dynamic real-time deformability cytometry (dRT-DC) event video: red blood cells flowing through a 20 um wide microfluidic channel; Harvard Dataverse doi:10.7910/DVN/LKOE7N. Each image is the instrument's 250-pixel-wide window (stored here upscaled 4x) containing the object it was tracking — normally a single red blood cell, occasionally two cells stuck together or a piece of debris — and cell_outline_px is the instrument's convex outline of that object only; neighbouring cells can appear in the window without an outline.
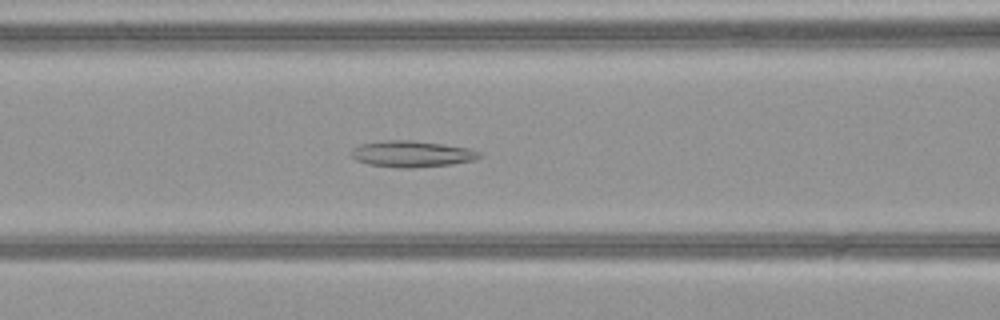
{"species": "common noctule bat (a hibernating species)", "species_latin": "Nyctalus noctula", "temperature_condition": "warm", "stored_images_in_passage": 36, "camera_frame_rate_fps": 3000, "um_per_image_px": 0.085, "animal": {"sex": "female", "body_mass_g": 21.9}, "frame": {"image": 1, "passage_image": 7, "time_ms": 2.0, "image_size_px": [1000, 320], "cell_outline_px": [[484, 156], [476, 160], [452, 164], [412, 168], [400, 168], [368, 164], [356, 160], [352, 156], [352, 152], [360, 144], [388, 140], [408, 140], [444, 144], [468, 148], [480, 152]], "centroid_in_image_um": [35.07, 13.09], "position_along_channel_um": 131.5, "area_um2": 19.54}}
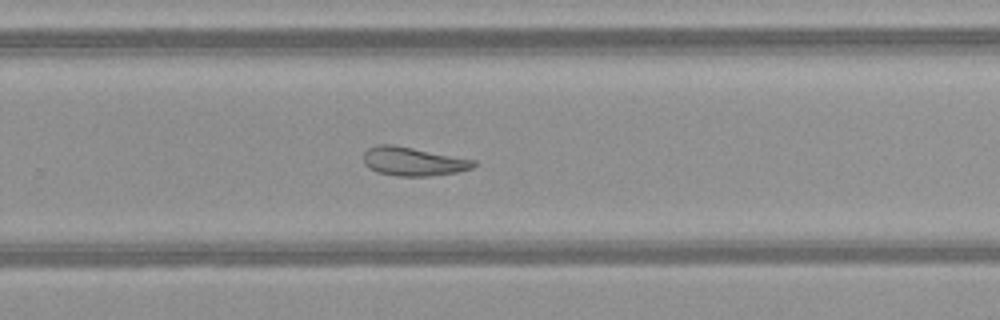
{"frame": {"image": 2, "passage_image": 19, "time_ms": 6.0, "image_size_px": [1000, 320], "cell_outline_px": [[476, 164], [472, 168], [456, 172], [428, 176], [396, 176], [376, 172], [368, 168], [364, 164], [364, 152], [368, 148], [376, 144], [392, 144], [476, 160]], "centroid_in_image_um": [35.08, 13.72], "position_along_channel_um": 294.7, "area_um2": 18.44}}
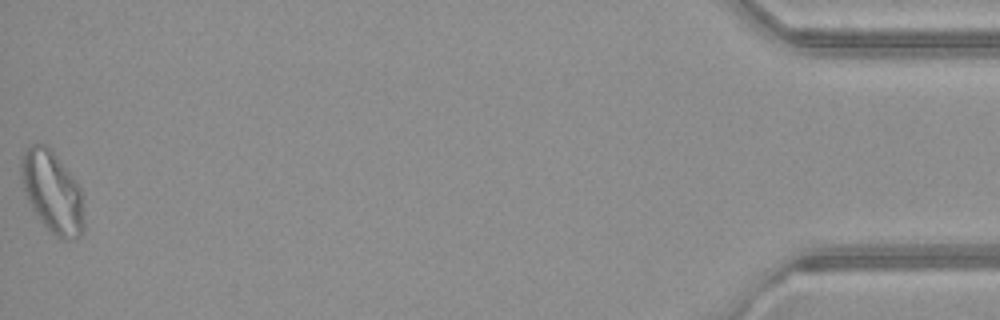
{"frame": {"image": 3, "passage_image": 36, "time_ms": 11.667, "image_size_px": [1000, 320], "cell_outline_px": [[84, 228], [80, 236], [68, 240], [64, 240], [56, 236], [40, 220], [32, 208], [24, 192], [20, 172], [20, 160], [24, 152], [32, 144], [48, 144], [52, 148], [76, 180], [80, 188], [84, 224]], "centroid_in_image_um": [4.44, 16.28], "position_along_channel_um": 430.8, "area_um2": 29.94}, "authors_computed_cell_mechanics": {"area_um2": 19.5653, "velocity_mm_per_s": 4.0865, "shape_relaxation_time_tau1_ms": null, "shape_relaxation_time_tau2_ms": 10.3851, "deformation_change_tau1": null, "deformation_change_tau2": 0.201}}